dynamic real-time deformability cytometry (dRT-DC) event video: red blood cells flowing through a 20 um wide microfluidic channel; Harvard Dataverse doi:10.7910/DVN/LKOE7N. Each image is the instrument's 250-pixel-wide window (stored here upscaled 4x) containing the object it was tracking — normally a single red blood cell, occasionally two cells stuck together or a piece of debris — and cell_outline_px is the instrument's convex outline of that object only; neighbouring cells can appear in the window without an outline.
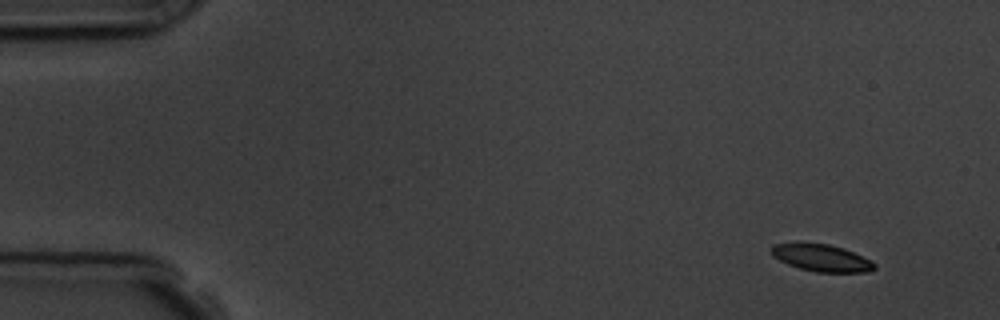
{"species": "common noctule bat (a hibernating species)", "species_latin": "Nyctalus noctula", "temperature_condition": "room temperature", "stored_images_in_passage": 10, "camera_frame_rate_fps": 3000, "um_per_image_px": 0.085, "animal": {"sex": "male", "body_mass_g": 19.5, "forearm_length_mm": 54.6}, "frame": {"image": 1, "passage_image": 1, "time_ms": 0.0, "image_size_px": [1000, 320], "cell_outline_px": [[876, 268], [868, 272], [816, 272], [800, 268], [788, 264], [772, 256], [772, 244], [796, 240], [800, 240], [828, 244], [844, 248], [872, 260], [876, 264]], "centroid_in_image_um": [69.8, 21.87], "position_along_channel_um": 15.2, "area_um2": 16.88}}
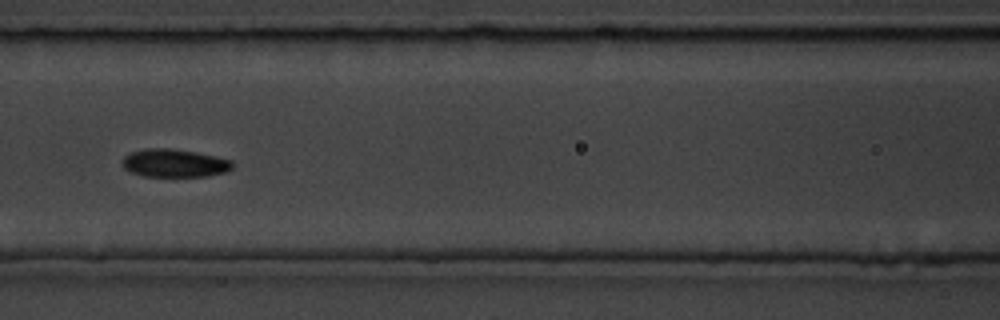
{"frame": {"image": 2, "passage_image": 7, "time_ms": 7.0, "image_size_px": [1000, 320], "cell_outline_px": [[232, 168], [224, 172], [208, 176], [144, 176], [132, 172], [124, 168], [124, 156], [132, 152], [144, 148], [172, 148], [196, 152], [232, 160]], "centroid_in_image_um": [14.83, 13.86], "position_along_channel_um": 151.8, "area_um2": 17.8}}
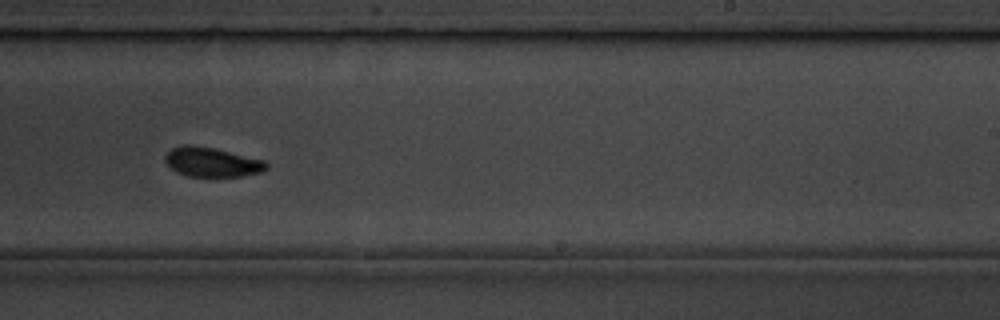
{"frame": {"image": 3, "passage_image": 10, "time_ms": 10.333, "image_size_px": [1000, 320], "cell_outline_px": [[268, 168], [260, 172], [244, 176], [188, 176], [176, 172], [164, 160], [164, 156], [172, 148], [184, 144], [192, 144], [212, 148], [264, 160], [268, 164]], "centroid_in_image_um": [17.99, 13.77], "position_along_channel_um": 271.0, "area_um2": 17.22}}